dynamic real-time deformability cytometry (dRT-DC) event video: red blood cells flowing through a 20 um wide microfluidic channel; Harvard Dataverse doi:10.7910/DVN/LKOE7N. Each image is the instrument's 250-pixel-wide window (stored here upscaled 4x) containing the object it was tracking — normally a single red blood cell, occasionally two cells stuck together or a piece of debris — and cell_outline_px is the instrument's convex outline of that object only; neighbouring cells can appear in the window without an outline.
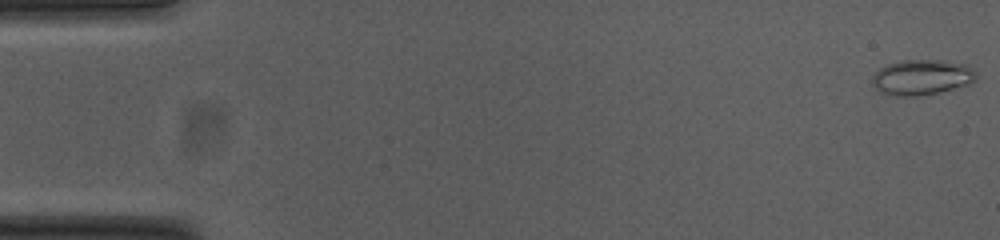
{"species": "common noctule bat (a hibernating species)", "species_latin": "Nyctalus noctula", "temperature_condition": "cold", "stored_images_in_passage": 54, "camera_frame_rate_fps": 3000, "um_per_image_px": 0.085, "animal": {"sex": "female", "body_mass_g": 23.0, "forearm_length_mm": 53.4}, "frame": {"image": 1, "passage_image": 1, "time_ms": 0.0, "image_size_px": [1000, 240], "cell_outline_px": [[976, 80], [972, 84], [920, 96], [896, 96], [876, 92], [872, 84], [872, 76], [880, 68], [888, 64], [904, 60], [944, 60], [964, 64], [972, 68], [976, 72]], "centroid_in_image_um": [78.34, 6.58], "position_along_channel_um": 6.7, "area_um2": 21.68}}
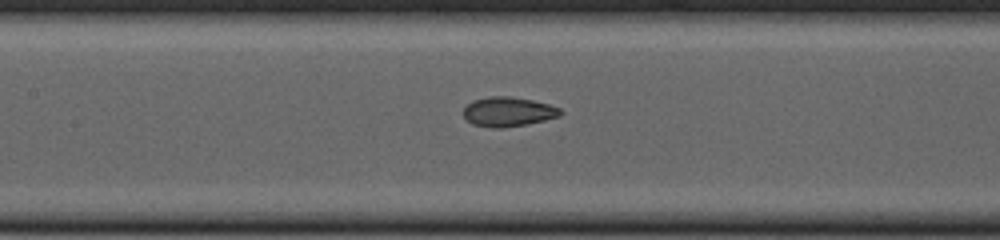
{"frame": {"image": 2, "passage_image": 25, "time_ms": 8.0, "image_size_px": [1000, 240], "cell_outline_px": [[564, 112], [560, 116], [544, 120], [504, 128], [492, 128], [472, 124], [464, 120], [464, 108], [472, 100], [488, 96], [508, 96], [532, 100], [548, 104], [560, 108]], "centroid_in_image_um": [43.17, 9.5], "position_along_channel_um": 164.2, "area_um2": 16.76}}
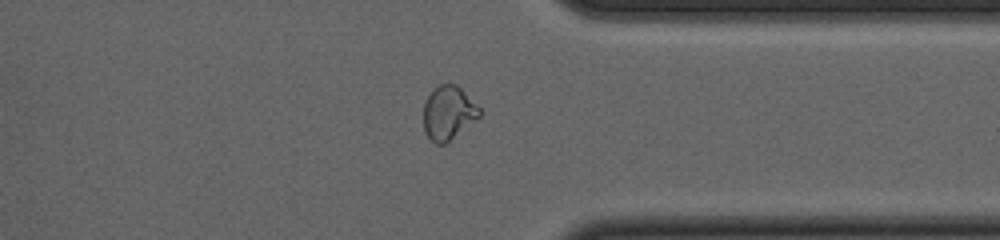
{"frame": {"image": 3, "passage_image": 42, "time_ms": 13.667, "image_size_px": [1000, 240], "cell_outline_px": [[484, 112], [480, 116], [444, 144], [436, 144], [424, 132], [424, 104], [428, 96], [440, 84], [456, 84]], "centroid_in_image_um": [38.12, 9.59], "position_along_channel_um": 373.3, "area_um2": 17.17}, "authors_computed_cell_mechanics": {"area_um2": 17.8024, "velocity_mm_per_s": 3.7688, "shape_relaxation_time_tau1_ms": null, "shape_relaxation_time_tau2_ms": 1.7052, "deformation_change_tau1": null, "deformation_change_tau2": 0.0635}}